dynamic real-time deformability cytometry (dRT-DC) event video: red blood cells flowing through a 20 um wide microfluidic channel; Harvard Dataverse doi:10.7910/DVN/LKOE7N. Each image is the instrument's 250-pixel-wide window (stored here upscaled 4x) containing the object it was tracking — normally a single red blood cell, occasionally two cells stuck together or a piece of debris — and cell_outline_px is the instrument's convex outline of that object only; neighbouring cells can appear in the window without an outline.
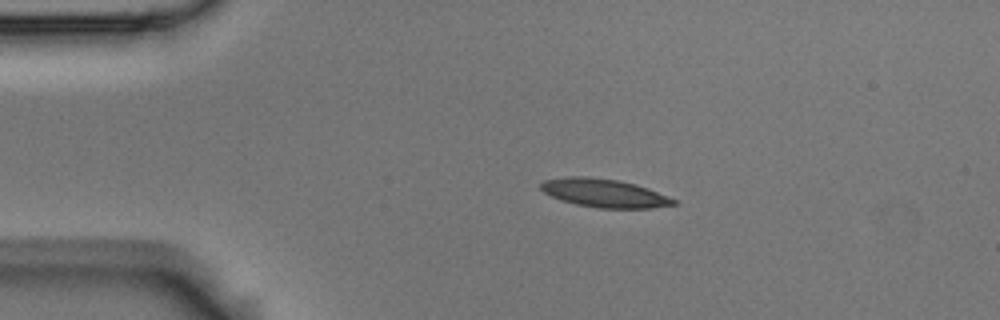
{"species": "Egyptian fruit bat (a non-hibernating species)", "species_latin": "Rousettus aegyptiacus", "temperature_condition": "room temperature", "stored_images_in_passage": 45, "camera_frame_rate_fps": 3000, "um_per_image_px": 0.085, "animal": {"sex": "male"}, "frame": {"image": 1, "passage_image": 1, "time_ms": 0.0, "image_size_px": [1000, 320], "cell_outline_px": [[676, 204], [652, 208], [596, 208], [576, 204], [560, 200], [544, 192], [540, 188], [540, 184], [544, 180], [568, 176], [584, 176], [616, 180], [648, 188], [676, 200]], "centroid_in_image_um": [51.32, 16.42], "position_along_channel_um": 33.7, "area_um2": 21.73}}
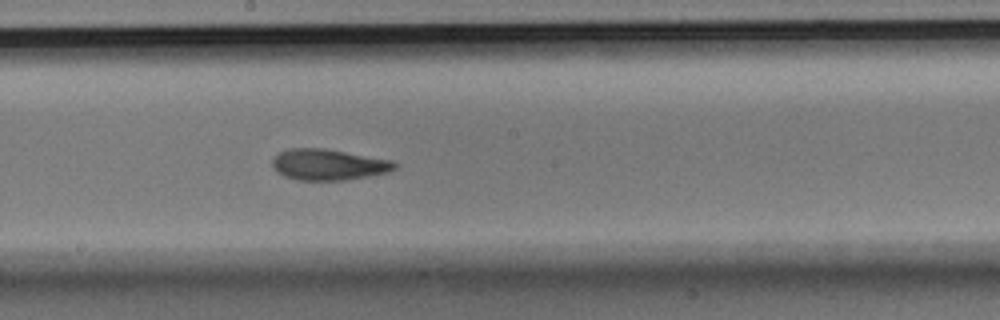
{"frame": {"image": 2, "passage_image": 20, "time_ms": 6.333, "image_size_px": [1000, 320], "cell_outline_px": [[396, 168], [388, 172], [348, 180], [296, 180], [284, 176], [276, 172], [272, 164], [272, 160], [280, 152], [288, 148], [324, 148], [392, 160], [396, 164]], "centroid_in_image_um": [27.9, 13.99], "position_along_channel_um": 220.3, "area_um2": 22.14}}
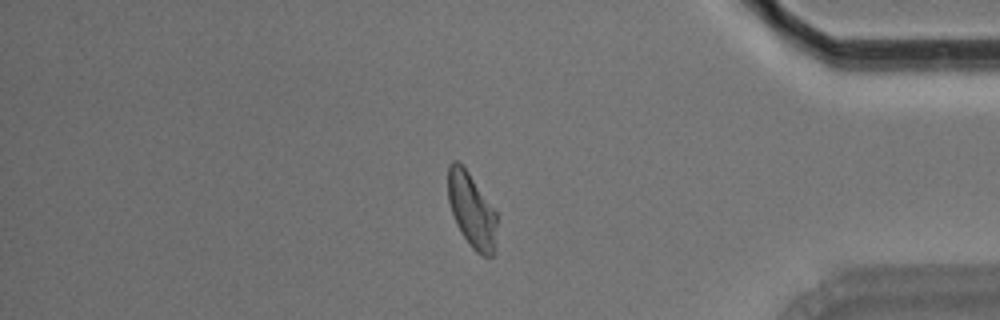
{"frame": {"image": 3, "passage_image": 37, "time_ms": 12.0, "image_size_px": [1000, 320], "cell_outline_px": [[496, 224], [492, 256], [480, 256], [472, 248], [460, 232], [456, 224], [448, 200], [448, 164], [452, 160], [456, 160], [468, 172], [496, 212]], "centroid_in_image_um": [40.05, 17.86], "position_along_channel_um": 395.1, "area_um2": 20.81}, "authors_computed_cell_mechanics": {"area_um2": 21.7328, "velocity_mm_per_s": 3.594, "shape_relaxation_time_tau1_ms": 6.4111, "shape_relaxation_time_tau2_ms": 2.5703, "deformation_change_tau1": 0.1761, "deformation_change_tau2": 0.0907}}